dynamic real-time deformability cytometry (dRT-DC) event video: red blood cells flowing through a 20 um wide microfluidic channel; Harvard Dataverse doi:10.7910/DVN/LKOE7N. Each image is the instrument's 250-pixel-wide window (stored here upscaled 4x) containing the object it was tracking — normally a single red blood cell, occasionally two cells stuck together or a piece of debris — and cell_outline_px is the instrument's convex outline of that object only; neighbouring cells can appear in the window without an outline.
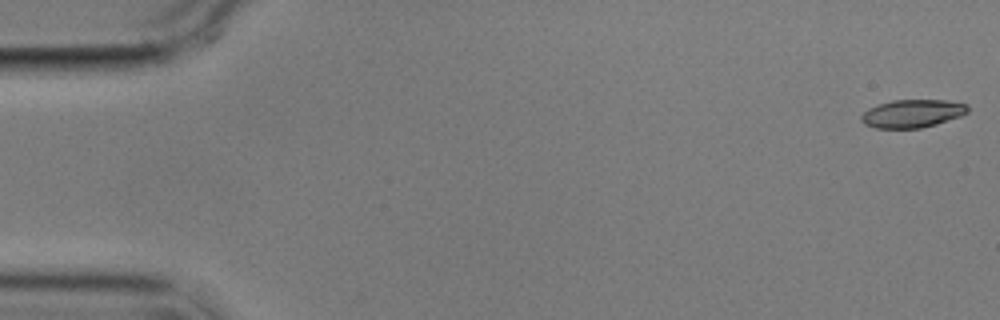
{"species": "common noctule bat (a hibernating species)", "species_latin": "Nyctalus noctula", "temperature_condition": "cold", "stored_images_in_passage": 3, "camera_frame_rate_fps": 3000, "um_per_image_px": 0.085, "animal": {"sex": "male", "body_mass_g": 17.9}, "frame": {"image": 1, "passage_image": 1, "time_ms": 0.0, "image_size_px": [1000, 320], "cell_outline_px": [[968, 112], [960, 116], [936, 124], [920, 128], [876, 128], [864, 124], [860, 120], [860, 116], [868, 108], [892, 100], [944, 100], [968, 104]], "centroid_in_image_um": [77.53, 9.65], "position_along_channel_um": 7.5, "area_um2": 17.34}}